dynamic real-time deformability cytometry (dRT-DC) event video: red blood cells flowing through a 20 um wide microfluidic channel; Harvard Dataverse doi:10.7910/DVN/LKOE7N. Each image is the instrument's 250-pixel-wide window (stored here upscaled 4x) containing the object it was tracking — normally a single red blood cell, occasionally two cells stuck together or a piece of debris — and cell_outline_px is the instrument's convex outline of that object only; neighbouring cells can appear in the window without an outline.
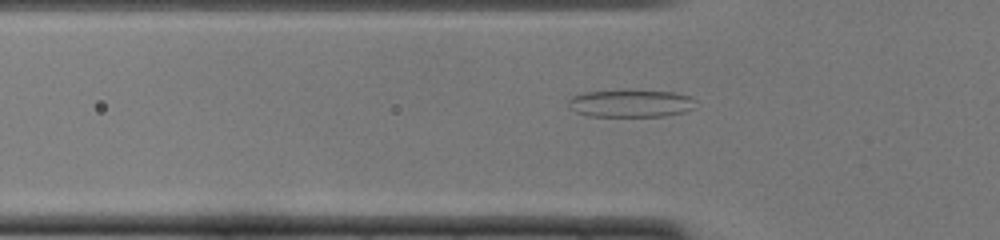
{"species": "common noctule bat (a hibernating species)", "species_latin": "Nyctalus noctula", "temperature_condition": "cold", "stored_images_in_passage": 42, "camera_frame_rate_fps": 3000, "um_per_image_px": 0.085, "animal": {"sex": "female", "body_mass_g": 22.0, "forearm_length_mm": 56.7}, "frame": {"image": 1, "passage_image": 8, "time_ms": 2.333, "image_size_px": [1000, 240], "cell_outline_px": [[696, 100], [692, 108], [684, 112], [664, 116], [588, 116], [576, 112], [568, 104], [568, 100], [572, 96], [584, 92], [676, 92], [692, 96]], "centroid_in_image_um": [53.63, 8.81], "position_along_channel_um": 72.2, "area_um2": 19.83}}
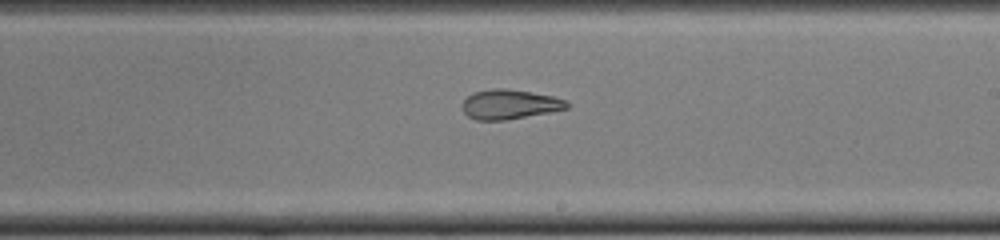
{"frame": {"image": 2, "passage_image": 21, "time_ms": 6.667, "image_size_px": [1000, 240], "cell_outline_px": [[568, 108], [548, 112], [504, 120], [476, 120], [468, 116], [464, 112], [460, 104], [472, 92], [492, 88], [504, 88], [552, 96], [564, 100], [568, 104]], "centroid_in_image_um": [43.24, 8.86], "position_along_channel_um": 245.8, "area_um2": 17.8}}
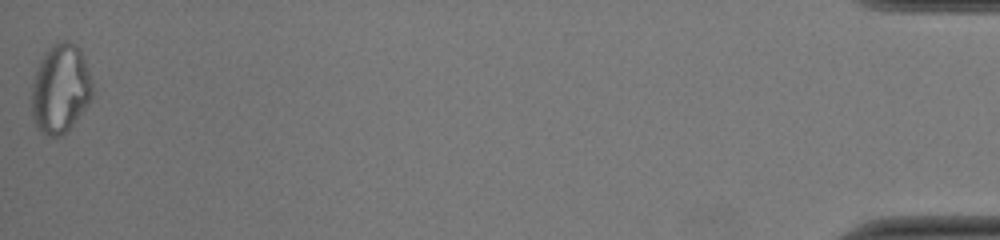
{"frame": {"image": 3, "passage_image": 42, "time_ms": 13.667, "image_size_px": [1000, 240], "cell_outline_px": [[92, 96], [84, 108], [72, 124], [60, 136], [48, 136], [36, 128], [32, 116], [32, 84], [40, 60], [48, 48], [60, 40], [68, 40], [80, 48], [92, 80]], "centroid_in_image_um": [5.12, 7.51], "position_along_channel_um": 430.1, "area_um2": 31.21}, "authors_computed_cell_mechanics": {"area_um2": 20.519, "velocity_mm_per_s": 4.0078, "shape_relaxation_time_tau1_ms": null, "shape_relaxation_time_tau2_ms": 2.9062, "deformation_change_tau1": null, "deformation_change_tau2": 0.1131}}